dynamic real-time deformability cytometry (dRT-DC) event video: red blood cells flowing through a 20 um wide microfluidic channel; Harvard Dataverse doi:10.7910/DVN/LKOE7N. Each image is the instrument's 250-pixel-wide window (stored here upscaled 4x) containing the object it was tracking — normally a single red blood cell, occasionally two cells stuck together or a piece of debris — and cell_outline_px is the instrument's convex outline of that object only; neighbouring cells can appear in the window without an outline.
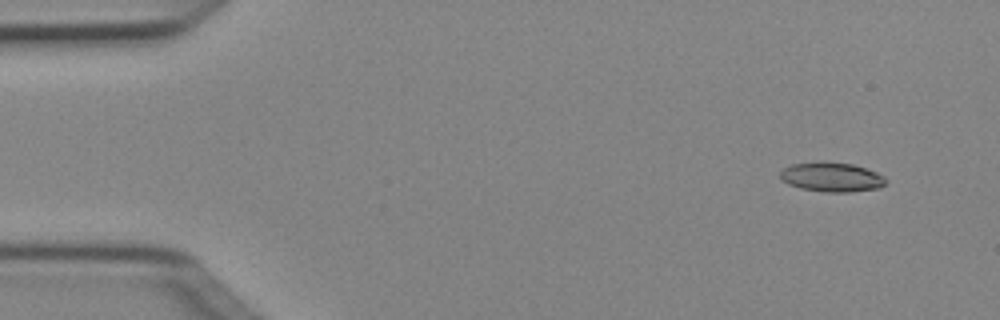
{"species": "Egyptian fruit bat (a non-hibernating species)", "species_latin": "Rousettus aegyptiacus", "temperature_condition": "cold", "stored_images_in_passage": 4, "camera_frame_rate_fps": 3000, "um_per_image_px": 0.085, "animal": {"sex": "female"}, "frame": {"image": 1, "passage_image": 1, "time_ms": 0.0, "image_size_px": [1000, 320], "cell_outline_px": [[888, 180], [880, 188], [852, 192], [824, 192], [800, 188], [788, 184], [780, 180], [780, 172], [784, 168], [792, 164], [816, 160], [824, 160], [852, 164], [876, 172], [884, 176]], "centroid_in_image_um": [70.67, 15.03], "position_along_channel_um": 14.3, "area_um2": 18.55}}
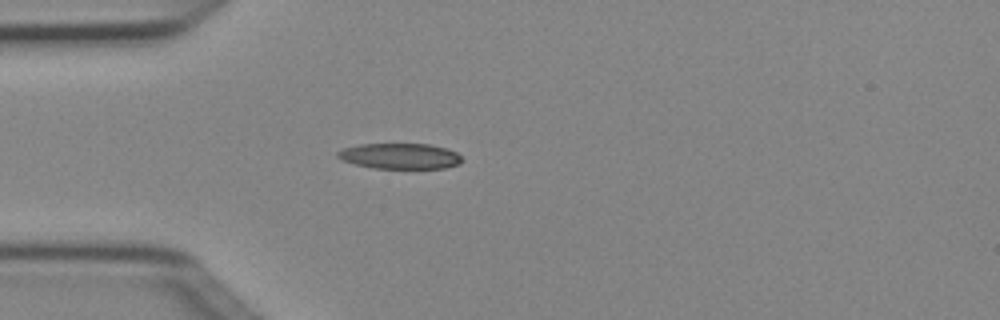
{"frame": {"image": 2, "passage_image": 4, "time_ms": 1.0, "image_size_px": [1000, 320], "cell_outline_px": [[460, 164], [444, 168], [372, 168], [356, 164], [344, 160], [336, 156], [336, 152], [344, 148], [360, 144], [428, 144], [448, 148], [456, 152], [460, 156]], "centroid_in_image_um": [34.0, 13.26], "position_along_channel_um": 51.0, "area_um2": 18.44}}